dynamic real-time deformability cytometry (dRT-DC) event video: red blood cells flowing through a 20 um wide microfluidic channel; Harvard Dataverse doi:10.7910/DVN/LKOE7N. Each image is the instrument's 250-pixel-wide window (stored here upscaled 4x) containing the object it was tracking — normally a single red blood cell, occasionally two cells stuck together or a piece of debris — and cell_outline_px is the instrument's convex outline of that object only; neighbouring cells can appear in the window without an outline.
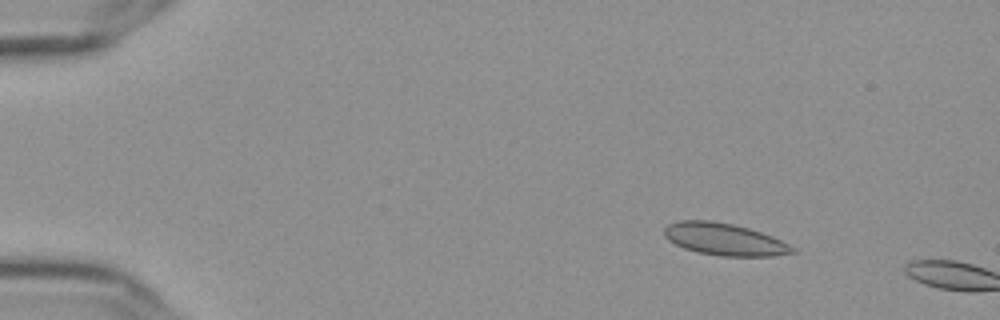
{"species": "Egyptian fruit bat (a non-hibernating species)", "species_latin": "Rousettus aegyptiacus", "temperature_condition": "cold", "stored_images_in_passage": 3, "camera_frame_rate_fps": 3000, "um_per_image_px": 0.085, "frame": {"image": 1, "passage_image": 1, "time_ms": 0.0, "image_size_px": [1000, 320], "cell_outline_px": [[796, 252], [772, 256], [720, 256], [700, 252], [684, 248], [668, 240], [664, 236], [664, 228], [668, 224], [680, 220], [712, 220], [732, 224], [748, 228], [772, 236], [796, 248]], "centroid_in_image_um": [61.56, 20.33], "position_along_channel_um": 23.4, "area_um2": 23.87}}